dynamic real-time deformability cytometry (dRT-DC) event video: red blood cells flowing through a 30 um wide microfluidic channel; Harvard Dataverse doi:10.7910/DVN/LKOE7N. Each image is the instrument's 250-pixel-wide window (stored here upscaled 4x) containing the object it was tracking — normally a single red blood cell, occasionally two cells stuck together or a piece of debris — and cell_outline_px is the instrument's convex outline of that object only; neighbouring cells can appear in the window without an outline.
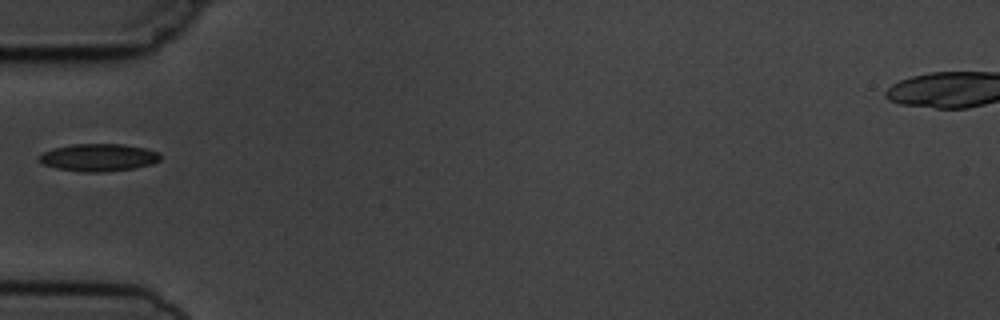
{"species": "common noctule bat (a hibernating species)", "species_latin": "Nyctalus noctula", "temperature_condition": "cold", "stored_images_in_passage": 5, "camera_frame_rate_fps": 3000, "um_per_image_px": 0.085, "animal": {"sex": "male", "body_mass_g": 19.5, "forearm_length_mm": 54.6}, "frame": {"image": 1, "passage_image": 3, "time_ms": 2.333, "image_size_px": [1000, 320], "cell_outline_px": [[160, 160], [152, 164], [136, 168], [100, 172], [84, 172], [56, 168], [44, 164], [36, 160], [36, 156], [52, 148], [72, 144], [124, 144], [144, 148], [160, 152]], "centroid_in_image_um": [8.35, 13.38], "position_along_channel_um": 76.6, "area_um2": 19.59}}
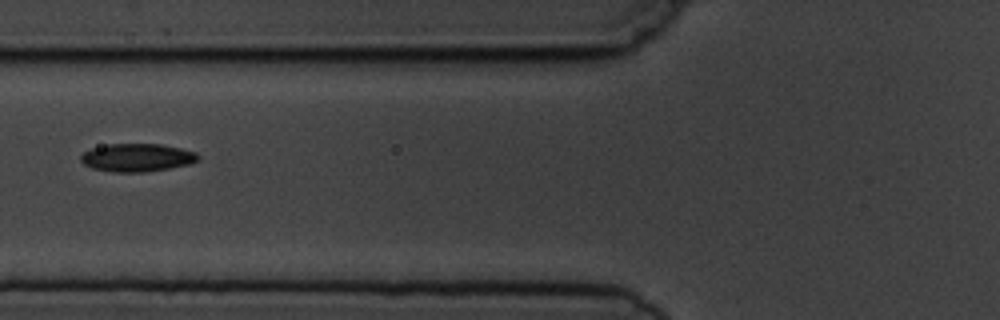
{"frame": {"image": 2, "passage_image": 4, "time_ms": 3.333, "image_size_px": [1000, 320], "cell_outline_px": [[200, 160], [192, 164], [144, 172], [112, 172], [92, 168], [84, 164], [80, 160], [80, 156], [84, 152], [92, 148], [108, 144], [160, 144], [180, 148], [196, 152], [200, 156]], "centroid_in_image_um": [11.67, 13.4], "position_along_channel_um": 114.1, "area_um2": 19.25}}
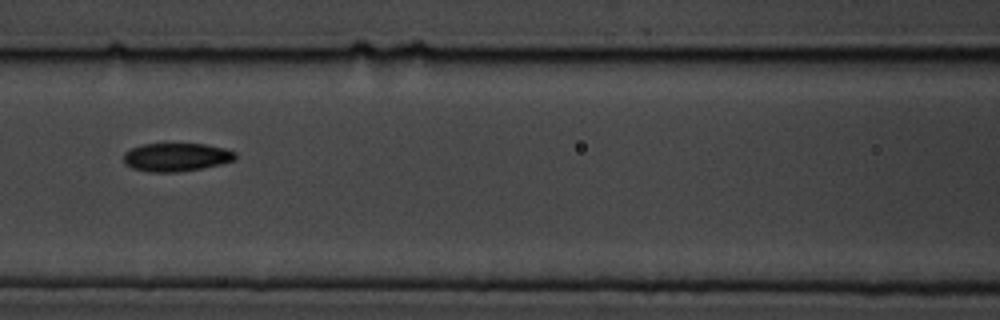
{"frame": {"image": 3, "passage_image": 5, "time_ms": 4.333, "image_size_px": [1000, 320], "cell_outline_px": [[236, 160], [220, 164], [180, 172], [148, 172], [132, 168], [124, 164], [124, 152], [140, 144], [204, 144], [224, 148], [236, 152]], "centroid_in_image_um": [14.97, 13.36], "position_along_channel_um": 151.6, "area_um2": 18.5}}